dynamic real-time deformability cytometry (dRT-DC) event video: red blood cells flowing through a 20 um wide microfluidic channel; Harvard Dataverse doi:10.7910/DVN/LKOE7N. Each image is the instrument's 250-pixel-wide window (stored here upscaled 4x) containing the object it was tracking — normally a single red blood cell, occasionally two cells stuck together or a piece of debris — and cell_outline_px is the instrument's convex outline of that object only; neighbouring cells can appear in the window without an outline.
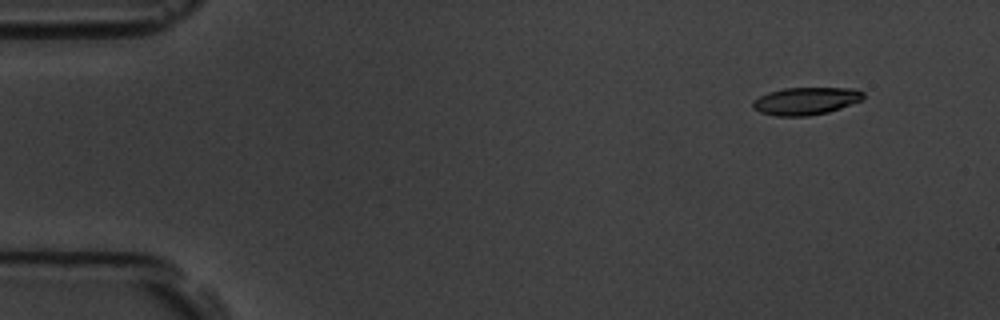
{"species": "common noctule bat (a hibernating species)", "species_latin": "Nyctalus noctula", "temperature_condition": "room temperature", "stored_images_in_passage": 53, "camera_frame_rate_fps": 3000, "um_per_image_px": 0.085, "animal": {"sex": "male", "body_mass_g": 19.5, "forearm_length_mm": 54.6}, "frame": {"image": 1, "passage_image": 1, "time_ms": 0.0, "image_size_px": [1000, 320], "cell_outline_px": [[864, 100], [828, 112], [808, 116], [776, 116], [760, 112], [752, 108], [752, 100], [768, 92], [784, 88], [856, 88], [864, 92]], "centroid_in_image_um": [68.51, 8.58], "position_along_channel_um": 16.5, "area_um2": 17.92}}
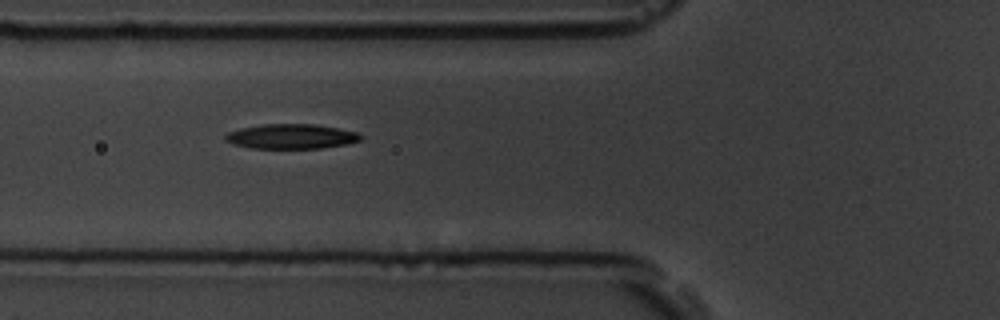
{"frame": {"image": 2, "passage_image": 17, "time_ms": 5.333, "image_size_px": [1000, 320], "cell_outline_px": [[364, 136], [360, 140], [348, 144], [320, 148], [252, 148], [236, 144], [224, 140], [224, 136], [228, 132], [240, 128], [264, 124], [312, 124], [360, 132]], "centroid_in_image_um": [24.79, 11.59], "position_along_channel_um": 101.0, "area_um2": 19.48}}
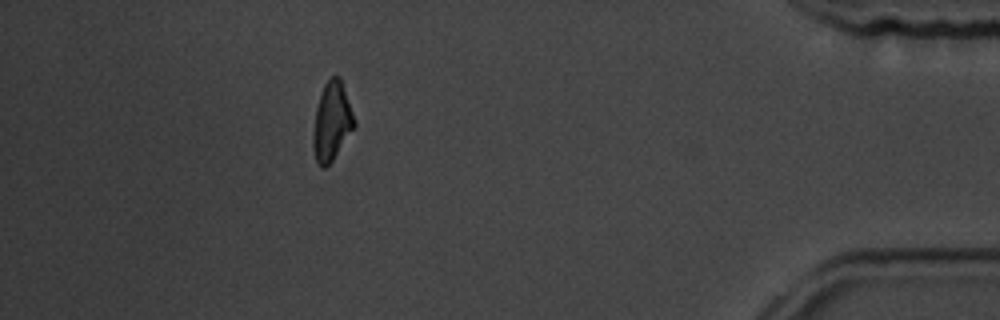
{"frame": {"image": 3, "passage_image": 47, "time_ms": 15.333, "image_size_px": [1000, 320], "cell_outline_px": [[356, 124], [332, 160], [324, 168], [320, 168], [316, 160], [312, 144], [312, 136], [316, 108], [320, 92], [324, 84], [332, 76], [340, 76], [356, 120]], "centroid_in_image_um": [28.19, 10.3], "position_along_channel_um": 407.0, "area_um2": 18.79}, "authors_computed_cell_mechanics": {"area_um2": 19.2474, "velocity_mm_per_s": 3.5732, "shape_relaxation_time_tau1_ms": 4.3343, "shape_relaxation_time_tau2_ms": 8.4844, "deformation_change_tau1": 0.1636, "deformation_change_tau2": 0.1908}}